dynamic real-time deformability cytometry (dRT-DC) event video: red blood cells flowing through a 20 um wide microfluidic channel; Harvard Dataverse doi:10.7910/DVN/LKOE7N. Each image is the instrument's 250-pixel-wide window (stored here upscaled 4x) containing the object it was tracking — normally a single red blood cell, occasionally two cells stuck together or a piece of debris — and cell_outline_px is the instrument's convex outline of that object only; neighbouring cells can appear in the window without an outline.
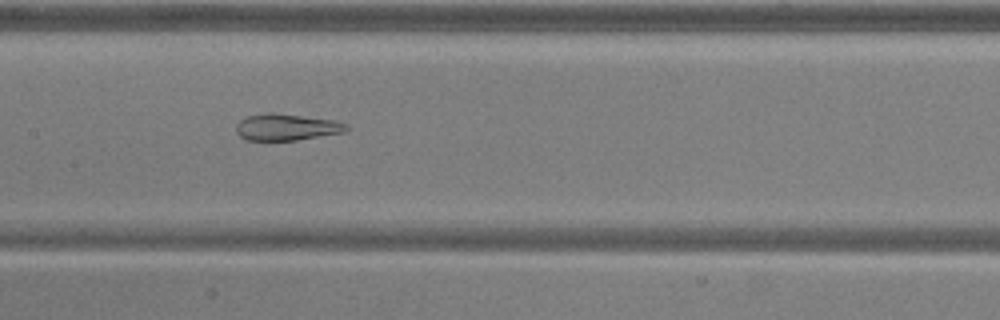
{"species": "common noctule bat (a hibernating species)", "species_latin": "Nyctalus noctula", "temperature_condition": "warm", "stored_images_in_passage": 52, "camera_frame_rate_fps": 3000, "um_per_image_px": 0.085, "animal": {"sex": "male", "body_mass_g": 20.5, "forearm_length_mm": 52.5}, "frame": {"image": 1, "passage_image": 25, "time_ms": 8.0, "image_size_px": [1000, 320], "cell_outline_px": [[348, 132], [296, 140], [244, 140], [236, 132], [236, 124], [240, 120], [248, 116], [268, 112], [272, 112], [336, 120], [348, 124]], "centroid_in_image_um": [24.39, 10.8], "position_along_channel_um": 183.0, "area_um2": 17.28}}
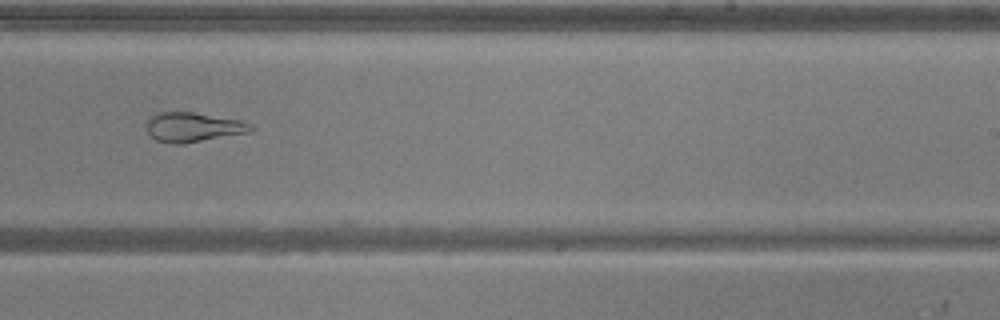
{"frame": {"image": 2, "passage_image": 32, "time_ms": 10.333, "image_size_px": [1000, 320], "cell_outline_px": [[256, 128], [248, 132], [184, 144], [172, 144], [156, 140], [148, 132], [144, 124], [148, 116], [160, 112], [192, 112], [244, 120], [252, 124]], "centroid_in_image_um": [16.4, 10.8], "position_along_channel_um": 272.6, "area_um2": 18.26}}
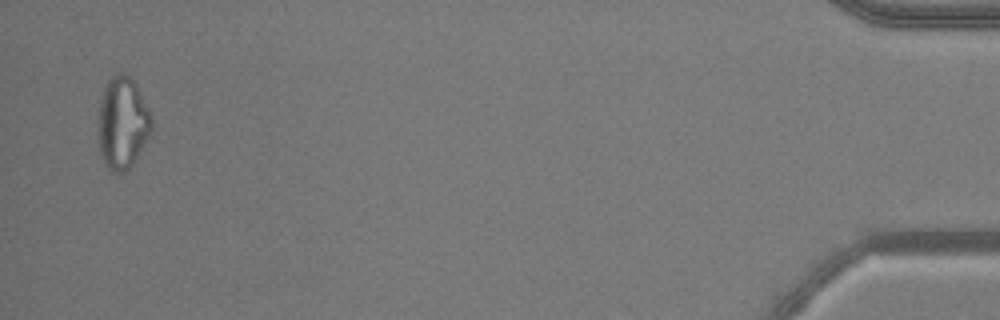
{"frame": {"image": 3, "passage_image": 51, "time_ms": 16.667, "image_size_px": [1000, 320], "cell_outline_px": [[152, 132], [132, 164], [124, 172], [112, 172], [104, 164], [100, 156], [96, 132], [96, 120], [104, 88], [108, 80], [112, 76], [120, 72], [124, 72], [136, 84], [152, 116]], "centroid_in_image_um": [10.37, 10.47], "position_along_channel_um": 424.8, "area_um2": 29.13}, "authors_computed_cell_mechanics": {"area_um2": 24.7095, "velocity_mm_per_s": 3.8585, "shape_relaxation_time_tau1_ms": null, "shape_relaxation_time_tau2_ms": 3.6032, "deformation_change_tau1": null, "deformation_change_tau2": 0.0872}}